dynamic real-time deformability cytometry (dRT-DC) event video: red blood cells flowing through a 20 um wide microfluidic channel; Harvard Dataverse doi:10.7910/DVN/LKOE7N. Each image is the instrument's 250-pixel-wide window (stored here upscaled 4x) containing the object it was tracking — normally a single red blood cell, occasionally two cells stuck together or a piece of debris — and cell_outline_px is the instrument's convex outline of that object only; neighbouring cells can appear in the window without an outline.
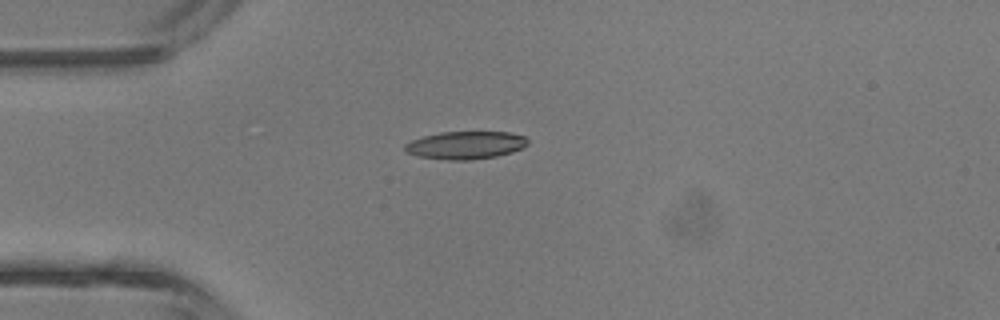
{"species": "common noctule bat (a hibernating species)", "species_latin": "Nyctalus noctula", "temperature_condition": "room temperature", "stored_images_in_passage": 1, "camera_frame_rate_fps": 3000, "um_per_image_px": 0.085, "animal": {"sex": "male", "body_mass_g": 13.3}, "frame": {"image": 1, "passage_image": 1, "time_ms": 0.0, "image_size_px": [1000, 320], "cell_outline_px": [[528, 144], [512, 152], [496, 156], [468, 160], [448, 160], [416, 156], [404, 152], [404, 144], [412, 140], [424, 136], [440, 132], [512, 132], [524, 136], [528, 140]], "centroid_in_image_um": [39.54, 12.34], "position_along_channel_um": 45.5, "area_um2": 19.94}}